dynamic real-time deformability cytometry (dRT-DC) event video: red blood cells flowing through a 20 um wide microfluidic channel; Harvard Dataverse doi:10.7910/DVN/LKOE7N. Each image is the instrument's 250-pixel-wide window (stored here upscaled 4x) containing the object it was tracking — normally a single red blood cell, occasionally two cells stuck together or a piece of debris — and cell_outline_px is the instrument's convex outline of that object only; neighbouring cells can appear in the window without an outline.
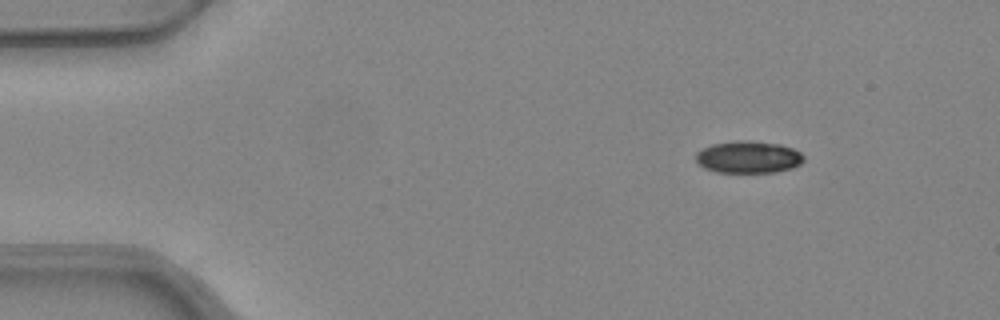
{"species": "common noctule bat (a hibernating species)", "species_latin": "Nyctalus noctula", "temperature_condition": "warm", "stored_images_in_passage": 46, "camera_frame_rate_fps": 3000, "um_per_image_px": 0.085, "animal": {"sex": "female", "body_mass_g": 24.6, "forearm_length_mm": 56.2}, "frame": {"image": 1, "passage_image": 1, "time_ms": 0.0, "image_size_px": [1000, 320], "cell_outline_px": [[804, 160], [800, 164], [792, 168], [776, 172], [716, 172], [704, 168], [696, 160], [696, 152], [712, 144], [740, 140], [748, 140], [780, 144], [792, 148], [800, 152], [804, 156]], "centroid_in_image_um": [63.63, 13.35], "position_along_channel_um": 21.4, "area_um2": 20.17}}
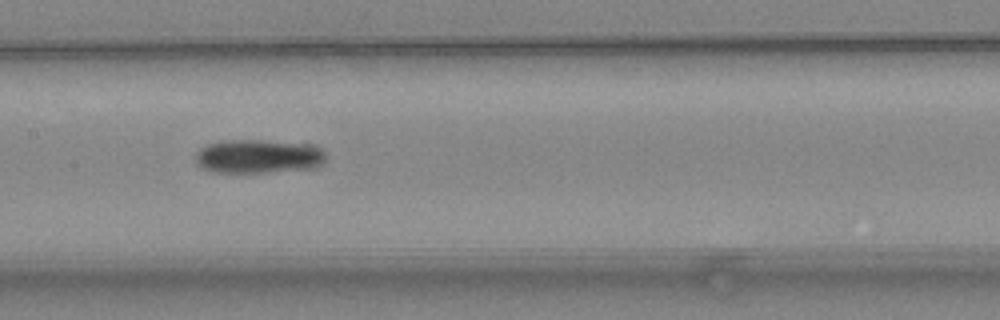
{"frame": {"image": 2, "passage_image": 20, "time_ms": 6.333, "image_size_px": [1000, 320], "cell_outline_px": [[324, 156], [316, 164], [308, 168], [268, 172], [212, 172], [200, 168], [196, 164], [196, 152], [200, 148], [208, 144], [224, 140], [264, 140], [308, 144], [324, 152]], "centroid_in_image_um": [21.81, 13.28], "position_along_channel_um": 185.6, "area_um2": 25.2}}
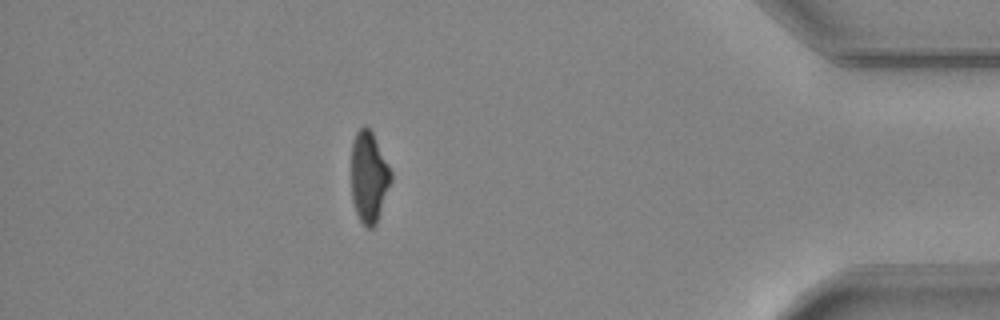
{"frame": {"image": 3, "passage_image": 40, "time_ms": 13.0, "image_size_px": [1000, 320], "cell_outline_px": [[392, 180], [376, 224], [372, 228], [368, 228], [360, 220], [356, 212], [352, 200], [352, 144], [356, 132], [364, 124], [372, 132], [392, 172]], "centroid_in_image_um": [31.36, 15.05], "position_along_channel_um": 403.8, "area_um2": 20.87}, "authors_computed_cell_mechanics": {"area_um2": 23.0044, "velocity_mm_per_s": 3.9779, "shape_relaxation_time_tau1_ms": 5.9323, "shape_relaxation_time_tau2_ms": null, "deformation_change_tau1": 0.1709, "deformation_change_tau2": null}}